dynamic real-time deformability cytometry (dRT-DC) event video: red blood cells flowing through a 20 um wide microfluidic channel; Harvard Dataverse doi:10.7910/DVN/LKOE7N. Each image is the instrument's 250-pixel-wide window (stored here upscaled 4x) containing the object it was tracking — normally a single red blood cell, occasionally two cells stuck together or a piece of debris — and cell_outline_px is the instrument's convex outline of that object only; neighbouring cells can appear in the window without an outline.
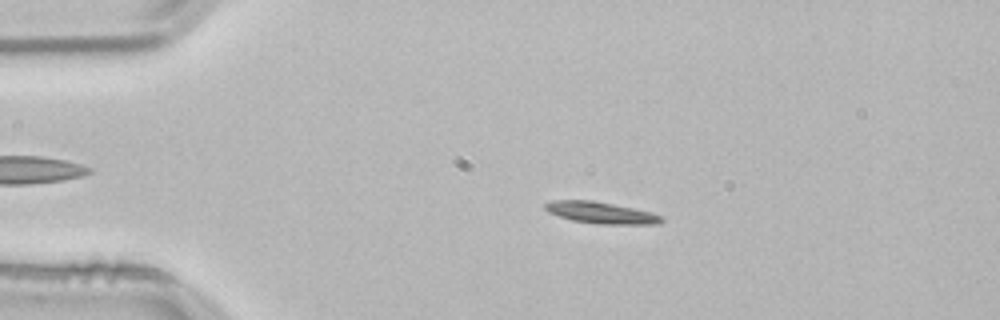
{"species": "common noctule bat (a hibernating species)", "species_latin": "Nyctalus noctula", "temperature_condition": "room temperature", "stored_images_in_passage": 53, "camera_frame_rate_fps": 3000, "um_per_image_px": 0.085, "animal": {"sex": "male", "body_mass_g": 21.5, "forearm_length_mm": 52.0}, "frame": {"image": 1, "passage_image": 11, "time_ms": 3.333, "image_size_px": [1000, 320], "cell_outline_px": [[664, 220], [660, 224], [600, 224], [572, 220], [548, 212], [544, 208], [544, 204], [556, 200], [592, 200], [652, 212], [660, 216]], "centroid_in_image_um": [51.09, 18.08], "position_along_channel_um": 33.9, "area_um2": 14.45}}
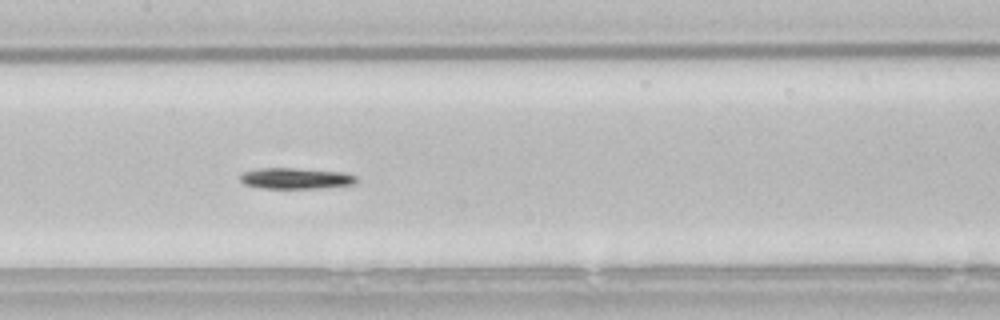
{"frame": {"image": 2, "passage_image": 26, "time_ms": 8.333, "image_size_px": [1000, 320], "cell_outline_px": [[356, 180], [352, 184], [320, 188], [264, 188], [244, 184], [240, 180], [240, 176], [244, 172], [256, 168], [296, 168], [344, 172], [356, 176]], "centroid_in_image_um": [25.11, 15.15], "position_along_channel_um": 182.3, "area_um2": 14.1}}
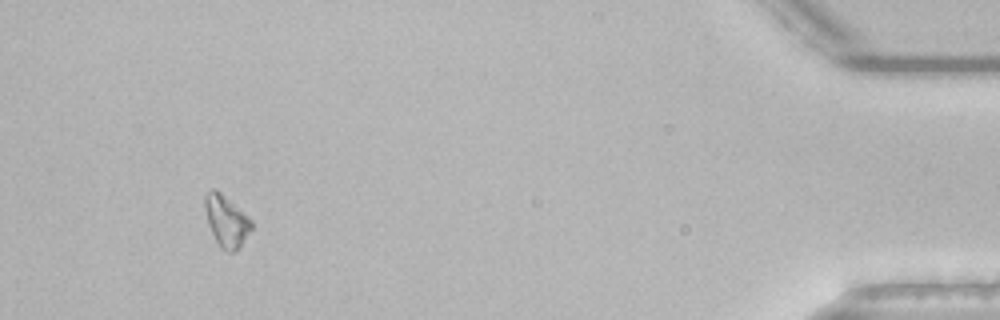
{"frame": {"image": 3, "passage_image": 50, "time_ms": 16.333, "image_size_px": [1000, 320], "cell_outline_px": [[252, 228], [236, 252], [228, 252], [220, 248], [208, 224], [204, 208], [204, 196], [212, 188], [216, 188], [248, 216], [252, 220]], "centroid_in_image_um": [19.23, 18.78], "position_along_channel_um": 416.0, "area_um2": 13.93}, "authors_computed_cell_mechanics": {"area_um2": 13.6986, "velocity_mm_per_s": 3.8103, "shape_relaxation_time_tau1_ms": 11.1316, "shape_relaxation_time_tau2_ms": null, "deformation_change_tau1": 0.2019, "deformation_change_tau2": null}}